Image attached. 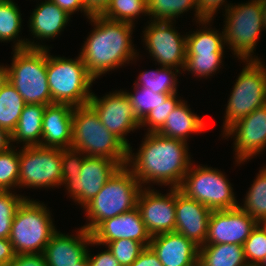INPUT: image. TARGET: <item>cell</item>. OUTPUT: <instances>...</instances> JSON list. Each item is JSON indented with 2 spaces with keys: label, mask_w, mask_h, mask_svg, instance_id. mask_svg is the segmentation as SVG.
Segmentation results:
<instances>
[{
  "label": "cell",
  "mask_w": 266,
  "mask_h": 266,
  "mask_svg": "<svg viewBox=\"0 0 266 266\" xmlns=\"http://www.w3.org/2000/svg\"><path fill=\"white\" fill-rule=\"evenodd\" d=\"M239 207L258 223L266 224V166H263Z\"/></svg>",
  "instance_id": "1f68e13d"
},
{
  "label": "cell",
  "mask_w": 266,
  "mask_h": 266,
  "mask_svg": "<svg viewBox=\"0 0 266 266\" xmlns=\"http://www.w3.org/2000/svg\"><path fill=\"white\" fill-rule=\"evenodd\" d=\"M88 105L97 113L103 126L129 148L131 145L126 136L140 129V121L126 93L120 89L99 98L92 93Z\"/></svg>",
  "instance_id": "4fadbf2b"
},
{
  "label": "cell",
  "mask_w": 266,
  "mask_h": 266,
  "mask_svg": "<svg viewBox=\"0 0 266 266\" xmlns=\"http://www.w3.org/2000/svg\"><path fill=\"white\" fill-rule=\"evenodd\" d=\"M40 201L25 199L17 208L11 224L9 240L16 255L43 254L57 231L51 212Z\"/></svg>",
  "instance_id": "5b68a950"
},
{
  "label": "cell",
  "mask_w": 266,
  "mask_h": 266,
  "mask_svg": "<svg viewBox=\"0 0 266 266\" xmlns=\"http://www.w3.org/2000/svg\"><path fill=\"white\" fill-rule=\"evenodd\" d=\"M11 146L0 152V191H11L19 186L20 150Z\"/></svg>",
  "instance_id": "d590c367"
},
{
  "label": "cell",
  "mask_w": 266,
  "mask_h": 266,
  "mask_svg": "<svg viewBox=\"0 0 266 266\" xmlns=\"http://www.w3.org/2000/svg\"><path fill=\"white\" fill-rule=\"evenodd\" d=\"M8 82V66L0 64V89Z\"/></svg>",
  "instance_id": "f907efd6"
},
{
  "label": "cell",
  "mask_w": 266,
  "mask_h": 266,
  "mask_svg": "<svg viewBox=\"0 0 266 266\" xmlns=\"http://www.w3.org/2000/svg\"><path fill=\"white\" fill-rule=\"evenodd\" d=\"M19 6L13 0H0V42L15 43L14 50L25 48H48L29 39H18L22 30V18ZM17 39V40H16ZM15 40V41H14Z\"/></svg>",
  "instance_id": "d4e9b609"
},
{
  "label": "cell",
  "mask_w": 266,
  "mask_h": 266,
  "mask_svg": "<svg viewBox=\"0 0 266 266\" xmlns=\"http://www.w3.org/2000/svg\"><path fill=\"white\" fill-rule=\"evenodd\" d=\"M89 252L90 250L88 247L86 255L89 259V266H121L108 248L96 255Z\"/></svg>",
  "instance_id": "7bdbcfd3"
},
{
  "label": "cell",
  "mask_w": 266,
  "mask_h": 266,
  "mask_svg": "<svg viewBox=\"0 0 266 266\" xmlns=\"http://www.w3.org/2000/svg\"><path fill=\"white\" fill-rule=\"evenodd\" d=\"M185 100H181L171 111L164 125L156 132L162 136L187 143L191 133H202L206 125L201 117L191 111Z\"/></svg>",
  "instance_id": "cb8c5ba5"
},
{
  "label": "cell",
  "mask_w": 266,
  "mask_h": 266,
  "mask_svg": "<svg viewBox=\"0 0 266 266\" xmlns=\"http://www.w3.org/2000/svg\"><path fill=\"white\" fill-rule=\"evenodd\" d=\"M211 21L207 19L199 21L197 23L203 29L186 33V54L225 53L224 31L220 33L219 30L208 28L207 25H210Z\"/></svg>",
  "instance_id": "83f0119b"
},
{
  "label": "cell",
  "mask_w": 266,
  "mask_h": 266,
  "mask_svg": "<svg viewBox=\"0 0 266 266\" xmlns=\"http://www.w3.org/2000/svg\"><path fill=\"white\" fill-rule=\"evenodd\" d=\"M49 50L47 48V80L52 102L73 107L87 105L95 79L85 68L80 55L68 59L51 55Z\"/></svg>",
  "instance_id": "8992f818"
},
{
  "label": "cell",
  "mask_w": 266,
  "mask_h": 266,
  "mask_svg": "<svg viewBox=\"0 0 266 266\" xmlns=\"http://www.w3.org/2000/svg\"><path fill=\"white\" fill-rule=\"evenodd\" d=\"M143 14L148 16L147 0H110L100 15L108 20L134 25L135 19Z\"/></svg>",
  "instance_id": "d6a6232c"
},
{
  "label": "cell",
  "mask_w": 266,
  "mask_h": 266,
  "mask_svg": "<svg viewBox=\"0 0 266 266\" xmlns=\"http://www.w3.org/2000/svg\"><path fill=\"white\" fill-rule=\"evenodd\" d=\"M106 246L121 266H131L145 249L142 243L131 239L114 240L109 242Z\"/></svg>",
  "instance_id": "60d3db41"
},
{
  "label": "cell",
  "mask_w": 266,
  "mask_h": 266,
  "mask_svg": "<svg viewBox=\"0 0 266 266\" xmlns=\"http://www.w3.org/2000/svg\"><path fill=\"white\" fill-rule=\"evenodd\" d=\"M224 53L186 54L183 71H188L196 77L206 78L216 74L223 63Z\"/></svg>",
  "instance_id": "e575fe53"
},
{
  "label": "cell",
  "mask_w": 266,
  "mask_h": 266,
  "mask_svg": "<svg viewBox=\"0 0 266 266\" xmlns=\"http://www.w3.org/2000/svg\"><path fill=\"white\" fill-rule=\"evenodd\" d=\"M145 136L138 153L128 148L126 166L144 188L149 183L179 188L192 163L188 144L158 133Z\"/></svg>",
  "instance_id": "6da1fadb"
},
{
  "label": "cell",
  "mask_w": 266,
  "mask_h": 266,
  "mask_svg": "<svg viewBox=\"0 0 266 266\" xmlns=\"http://www.w3.org/2000/svg\"><path fill=\"white\" fill-rule=\"evenodd\" d=\"M184 176L179 190L187 197L195 199L211 211L227 210L239 207L233 187L226 175L219 169L192 166Z\"/></svg>",
  "instance_id": "30bf717a"
},
{
  "label": "cell",
  "mask_w": 266,
  "mask_h": 266,
  "mask_svg": "<svg viewBox=\"0 0 266 266\" xmlns=\"http://www.w3.org/2000/svg\"><path fill=\"white\" fill-rule=\"evenodd\" d=\"M8 82L26 104H53L47 80V48L13 49Z\"/></svg>",
  "instance_id": "52a82bcc"
},
{
  "label": "cell",
  "mask_w": 266,
  "mask_h": 266,
  "mask_svg": "<svg viewBox=\"0 0 266 266\" xmlns=\"http://www.w3.org/2000/svg\"><path fill=\"white\" fill-rule=\"evenodd\" d=\"M55 3L59 8L64 10L69 16L74 14V12H83L86 18H90L92 14L86 8L83 0H50Z\"/></svg>",
  "instance_id": "ee69618b"
},
{
  "label": "cell",
  "mask_w": 266,
  "mask_h": 266,
  "mask_svg": "<svg viewBox=\"0 0 266 266\" xmlns=\"http://www.w3.org/2000/svg\"><path fill=\"white\" fill-rule=\"evenodd\" d=\"M149 19L154 21H176L175 18L195 9V21L204 20L198 12V0H147Z\"/></svg>",
  "instance_id": "f546056e"
},
{
  "label": "cell",
  "mask_w": 266,
  "mask_h": 266,
  "mask_svg": "<svg viewBox=\"0 0 266 266\" xmlns=\"http://www.w3.org/2000/svg\"><path fill=\"white\" fill-rule=\"evenodd\" d=\"M141 184L127 167H120L104 184L98 194L88 202L85 210L87 222L82 226L91 233L101 222L137 207Z\"/></svg>",
  "instance_id": "277c9868"
},
{
  "label": "cell",
  "mask_w": 266,
  "mask_h": 266,
  "mask_svg": "<svg viewBox=\"0 0 266 266\" xmlns=\"http://www.w3.org/2000/svg\"><path fill=\"white\" fill-rule=\"evenodd\" d=\"M227 101L222 133L236 121L266 105V66L261 60H246Z\"/></svg>",
  "instance_id": "9c48e42d"
},
{
  "label": "cell",
  "mask_w": 266,
  "mask_h": 266,
  "mask_svg": "<svg viewBox=\"0 0 266 266\" xmlns=\"http://www.w3.org/2000/svg\"><path fill=\"white\" fill-rule=\"evenodd\" d=\"M243 246L239 244H204L199 247V266H245Z\"/></svg>",
  "instance_id": "4316f807"
},
{
  "label": "cell",
  "mask_w": 266,
  "mask_h": 266,
  "mask_svg": "<svg viewBox=\"0 0 266 266\" xmlns=\"http://www.w3.org/2000/svg\"><path fill=\"white\" fill-rule=\"evenodd\" d=\"M262 14H263V19H264V24H265V29H266V0H262Z\"/></svg>",
  "instance_id": "816d5d0a"
},
{
  "label": "cell",
  "mask_w": 266,
  "mask_h": 266,
  "mask_svg": "<svg viewBox=\"0 0 266 266\" xmlns=\"http://www.w3.org/2000/svg\"><path fill=\"white\" fill-rule=\"evenodd\" d=\"M11 146V134L0 128V152L8 150Z\"/></svg>",
  "instance_id": "681fc988"
},
{
  "label": "cell",
  "mask_w": 266,
  "mask_h": 266,
  "mask_svg": "<svg viewBox=\"0 0 266 266\" xmlns=\"http://www.w3.org/2000/svg\"><path fill=\"white\" fill-rule=\"evenodd\" d=\"M85 157L82 151L73 147L61 148V186H66L71 180L78 178Z\"/></svg>",
  "instance_id": "ab89813d"
},
{
  "label": "cell",
  "mask_w": 266,
  "mask_h": 266,
  "mask_svg": "<svg viewBox=\"0 0 266 266\" xmlns=\"http://www.w3.org/2000/svg\"><path fill=\"white\" fill-rule=\"evenodd\" d=\"M225 0H198V12L199 15L203 18V19H207V20H213L214 15H216L217 11L220 10L221 6L223 5L226 9L232 5V3L230 4H226Z\"/></svg>",
  "instance_id": "b9f144b4"
},
{
  "label": "cell",
  "mask_w": 266,
  "mask_h": 266,
  "mask_svg": "<svg viewBox=\"0 0 266 266\" xmlns=\"http://www.w3.org/2000/svg\"><path fill=\"white\" fill-rule=\"evenodd\" d=\"M174 69V70H173ZM182 70L173 67H159L156 70L142 71L136 78L134 85L149 88L153 93H177L178 74Z\"/></svg>",
  "instance_id": "f1b7e54d"
},
{
  "label": "cell",
  "mask_w": 266,
  "mask_h": 266,
  "mask_svg": "<svg viewBox=\"0 0 266 266\" xmlns=\"http://www.w3.org/2000/svg\"><path fill=\"white\" fill-rule=\"evenodd\" d=\"M91 240V233L82 226L75 236L57 230L43 253L47 266H76L86 256Z\"/></svg>",
  "instance_id": "ffe728a7"
},
{
  "label": "cell",
  "mask_w": 266,
  "mask_h": 266,
  "mask_svg": "<svg viewBox=\"0 0 266 266\" xmlns=\"http://www.w3.org/2000/svg\"><path fill=\"white\" fill-rule=\"evenodd\" d=\"M92 15H100L110 3V0H83Z\"/></svg>",
  "instance_id": "c3c4849f"
},
{
  "label": "cell",
  "mask_w": 266,
  "mask_h": 266,
  "mask_svg": "<svg viewBox=\"0 0 266 266\" xmlns=\"http://www.w3.org/2000/svg\"><path fill=\"white\" fill-rule=\"evenodd\" d=\"M19 166L18 188H59L62 184L61 148L23 146Z\"/></svg>",
  "instance_id": "8fae6325"
},
{
  "label": "cell",
  "mask_w": 266,
  "mask_h": 266,
  "mask_svg": "<svg viewBox=\"0 0 266 266\" xmlns=\"http://www.w3.org/2000/svg\"><path fill=\"white\" fill-rule=\"evenodd\" d=\"M225 12V45L232 50L235 58L241 61L260 60L254 55L255 47L265 29L262 0L229 6ZM254 55V56H252ZM256 57V58H255Z\"/></svg>",
  "instance_id": "ba28073f"
},
{
  "label": "cell",
  "mask_w": 266,
  "mask_h": 266,
  "mask_svg": "<svg viewBox=\"0 0 266 266\" xmlns=\"http://www.w3.org/2000/svg\"><path fill=\"white\" fill-rule=\"evenodd\" d=\"M134 93L126 92L130 100L133 112L141 122L149 112L156 108L161 102H165L172 94L153 93L149 88L134 85Z\"/></svg>",
  "instance_id": "836d02e7"
},
{
  "label": "cell",
  "mask_w": 266,
  "mask_h": 266,
  "mask_svg": "<svg viewBox=\"0 0 266 266\" xmlns=\"http://www.w3.org/2000/svg\"><path fill=\"white\" fill-rule=\"evenodd\" d=\"M137 208L151 236L174 232L176 222V188L167 194L143 187L137 198Z\"/></svg>",
  "instance_id": "9a60e30c"
},
{
  "label": "cell",
  "mask_w": 266,
  "mask_h": 266,
  "mask_svg": "<svg viewBox=\"0 0 266 266\" xmlns=\"http://www.w3.org/2000/svg\"><path fill=\"white\" fill-rule=\"evenodd\" d=\"M182 99L178 98L177 93L170 95L165 102H161L156 108L140 122L141 127H148L147 133H156L165 123L171 111Z\"/></svg>",
  "instance_id": "f35d334b"
},
{
  "label": "cell",
  "mask_w": 266,
  "mask_h": 266,
  "mask_svg": "<svg viewBox=\"0 0 266 266\" xmlns=\"http://www.w3.org/2000/svg\"><path fill=\"white\" fill-rule=\"evenodd\" d=\"M246 261L258 266L266 256V224L258 223L243 244Z\"/></svg>",
  "instance_id": "74e56055"
},
{
  "label": "cell",
  "mask_w": 266,
  "mask_h": 266,
  "mask_svg": "<svg viewBox=\"0 0 266 266\" xmlns=\"http://www.w3.org/2000/svg\"><path fill=\"white\" fill-rule=\"evenodd\" d=\"M258 222L240 207L212 211L205 244H239L243 246Z\"/></svg>",
  "instance_id": "e0dca14e"
},
{
  "label": "cell",
  "mask_w": 266,
  "mask_h": 266,
  "mask_svg": "<svg viewBox=\"0 0 266 266\" xmlns=\"http://www.w3.org/2000/svg\"><path fill=\"white\" fill-rule=\"evenodd\" d=\"M143 31V45L161 67L184 69L186 61V34L180 35L173 21L149 20Z\"/></svg>",
  "instance_id": "7c38bea8"
},
{
  "label": "cell",
  "mask_w": 266,
  "mask_h": 266,
  "mask_svg": "<svg viewBox=\"0 0 266 266\" xmlns=\"http://www.w3.org/2000/svg\"><path fill=\"white\" fill-rule=\"evenodd\" d=\"M8 266H47L44 254L15 255Z\"/></svg>",
  "instance_id": "f6af8a7d"
},
{
  "label": "cell",
  "mask_w": 266,
  "mask_h": 266,
  "mask_svg": "<svg viewBox=\"0 0 266 266\" xmlns=\"http://www.w3.org/2000/svg\"><path fill=\"white\" fill-rule=\"evenodd\" d=\"M46 108L44 104H26L20 115L15 130L11 134V144L23 146L41 145L42 119Z\"/></svg>",
  "instance_id": "484cf974"
},
{
  "label": "cell",
  "mask_w": 266,
  "mask_h": 266,
  "mask_svg": "<svg viewBox=\"0 0 266 266\" xmlns=\"http://www.w3.org/2000/svg\"><path fill=\"white\" fill-rule=\"evenodd\" d=\"M149 247L163 266L198 264L199 246L175 231L152 236Z\"/></svg>",
  "instance_id": "44dd1931"
},
{
  "label": "cell",
  "mask_w": 266,
  "mask_h": 266,
  "mask_svg": "<svg viewBox=\"0 0 266 266\" xmlns=\"http://www.w3.org/2000/svg\"><path fill=\"white\" fill-rule=\"evenodd\" d=\"M14 191H0V238L9 239L11 224L17 208L28 197L12 193Z\"/></svg>",
  "instance_id": "8d00e7d4"
},
{
  "label": "cell",
  "mask_w": 266,
  "mask_h": 266,
  "mask_svg": "<svg viewBox=\"0 0 266 266\" xmlns=\"http://www.w3.org/2000/svg\"><path fill=\"white\" fill-rule=\"evenodd\" d=\"M121 166L104 157L86 156L80 175L66 185L70 198L84 207Z\"/></svg>",
  "instance_id": "2e32d148"
},
{
  "label": "cell",
  "mask_w": 266,
  "mask_h": 266,
  "mask_svg": "<svg viewBox=\"0 0 266 266\" xmlns=\"http://www.w3.org/2000/svg\"><path fill=\"white\" fill-rule=\"evenodd\" d=\"M71 16L50 0L41 1L30 15L29 31L36 40L55 39L69 23Z\"/></svg>",
  "instance_id": "603a6c76"
},
{
  "label": "cell",
  "mask_w": 266,
  "mask_h": 266,
  "mask_svg": "<svg viewBox=\"0 0 266 266\" xmlns=\"http://www.w3.org/2000/svg\"><path fill=\"white\" fill-rule=\"evenodd\" d=\"M91 236V246H106L114 240L131 239L149 247L152 238L137 207L104 220L91 232Z\"/></svg>",
  "instance_id": "ac0fdd59"
},
{
  "label": "cell",
  "mask_w": 266,
  "mask_h": 266,
  "mask_svg": "<svg viewBox=\"0 0 266 266\" xmlns=\"http://www.w3.org/2000/svg\"><path fill=\"white\" fill-rule=\"evenodd\" d=\"M71 147L86 156L114 160L121 167L128 162V147L103 126L97 113L88 104L73 109Z\"/></svg>",
  "instance_id": "3957f363"
},
{
  "label": "cell",
  "mask_w": 266,
  "mask_h": 266,
  "mask_svg": "<svg viewBox=\"0 0 266 266\" xmlns=\"http://www.w3.org/2000/svg\"><path fill=\"white\" fill-rule=\"evenodd\" d=\"M222 135L225 139L234 137L236 164L261 154L266 149V105L236 121Z\"/></svg>",
  "instance_id": "5bb4252c"
},
{
  "label": "cell",
  "mask_w": 266,
  "mask_h": 266,
  "mask_svg": "<svg viewBox=\"0 0 266 266\" xmlns=\"http://www.w3.org/2000/svg\"><path fill=\"white\" fill-rule=\"evenodd\" d=\"M258 266H266V256L264 257L263 261Z\"/></svg>",
  "instance_id": "db71d44e"
},
{
  "label": "cell",
  "mask_w": 266,
  "mask_h": 266,
  "mask_svg": "<svg viewBox=\"0 0 266 266\" xmlns=\"http://www.w3.org/2000/svg\"><path fill=\"white\" fill-rule=\"evenodd\" d=\"M25 105L22 96L7 82L0 89V128L12 134Z\"/></svg>",
  "instance_id": "4dcf8cb0"
},
{
  "label": "cell",
  "mask_w": 266,
  "mask_h": 266,
  "mask_svg": "<svg viewBox=\"0 0 266 266\" xmlns=\"http://www.w3.org/2000/svg\"><path fill=\"white\" fill-rule=\"evenodd\" d=\"M76 266H89V259L87 255L78 263H76Z\"/></svg>",
  "instance_id": "f5cc1de1"
},
{
  "label": "cell",
  "mask_w": 266,
  "mask_h": 266,
  "mask_svg": "<svg viewBox=\"0 0 266 266\" xmlns=\"http://www.w3.org/2000/svg\"><path fill=\"white\" fill-rule=\"evenodd\" d=\"M73 109L69 104L46 105L42 119V147H71Z\"/></svg>",
  "instance_id": "7402d4cb"
},
{
  "label": "cell",
  "mask_w": 266,
  "mask_h": 266,
  "mask_svg": "<svg viewBox=\"0 0 266 266\" xmlns=\"http://www.w3.org/2000/svg\"><path fill=\"white\" fill-rule=\"evenodd\" d=\"M94 26L79 53L85 68L96 80L103 74L137 60L139 52L133 47L134 25L92 15Z\"/></svg>",
  "instance_id": "7a4b0ae2"
},
{
  "label": "cell",
  "mask_w": 266,
  "mask_h": 266,
  "mask_svg": "<svg viewBox=\"0 0 266 266\" xmlns=\"http://www.w3.org/2000/svg\"><path fill=\"white\" fill-rule=\"evenodd\" d=\"M12 244L9 239L0 238V266H8L15 257Z\"/></svg>",
  "instance_id": "7dc6e473"
},
{
  "label": "cell",
  "mask_w": 266,
  "mask_h": 266,
  "mask_svg": "<svg viewBox=\"0 0 266 266\" xmlns=\"http://www.w3.org/2000/svg\"><path fill=\"white\" fill-rule=\"evenodd\" d=\"M131 266H163L157 255L150 247L140 253L139 257L131 264Z\"/></svg>",
  "instance_id": "bcb514c9"
},
{
  "label": "cell",
  "mask_w": 266,
  "mask_h": 266,
  "mask_svg": "<svg viewBox=\"0 0 266 266\" xmlns=\"http://www.w3.org/2000/svg\"><path fill=\"white\" fill-rule=\"evenodd\" d=\"M211 210L176 188L175 232L190 239L197 246L205 244Z\"/></svg>",
  "instance_id": "d6986e66"
}]
</instances>
